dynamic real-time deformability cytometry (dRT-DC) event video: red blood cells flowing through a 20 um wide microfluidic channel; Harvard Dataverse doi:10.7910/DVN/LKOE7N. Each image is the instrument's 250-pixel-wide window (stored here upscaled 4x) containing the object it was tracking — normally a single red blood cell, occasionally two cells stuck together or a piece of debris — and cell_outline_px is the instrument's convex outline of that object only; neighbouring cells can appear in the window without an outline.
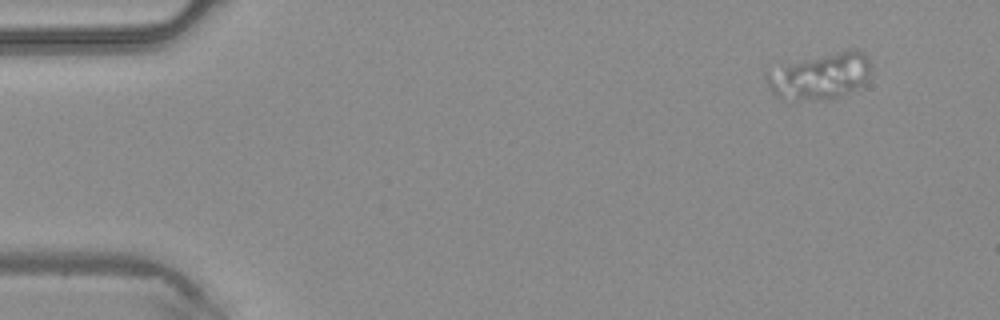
{"species": "common noctule bat (a hibernating species)", "species_latin": "Nyctalus noctula", "temperature_condition": "warm", "stored_images_in_passage": 43, "camera_frame_rate_fps": 3000, "um_per_image_px": 0.085, "animal": {"sex": "male", "body_mass_g": 20.4}, "frame": {"image": 1, "passage_image": 1, "time_ms": 0.0, "image_size_px": [1000, 320], "cell_outline_px": [[872, 68], [864, 84], [840, 96], [828, 100], [788, 104], [784, 104], [772, 92], [768, 84], [764, 72], [764, 68], [768, 64], [848, 48], [856, 48], [864, 52], [872, 64]], "centroid_in_image_um": [69.55, 6.45], "position_along_channel_um": 15.4, "area_um2": 30.98}}
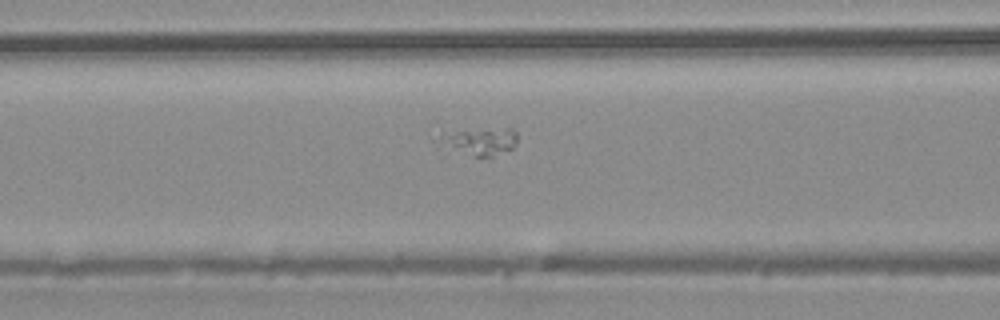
{"frame": {"image": 2, "passage_image": 16, "time_ms": 5.0, "image_size_px": [1000, 320], "cell_outline_px": [[516, 144], [512, 148], [492, 156], [444, 156], [436, 148], [432, 140], [440, 136], [460, 132], [504, 128], [512, 128], [516, 132]], "centroid_in_image_um": [40.5, 12.13], "position_along_channel_um": 126.1, "area_um2": 13.41}}
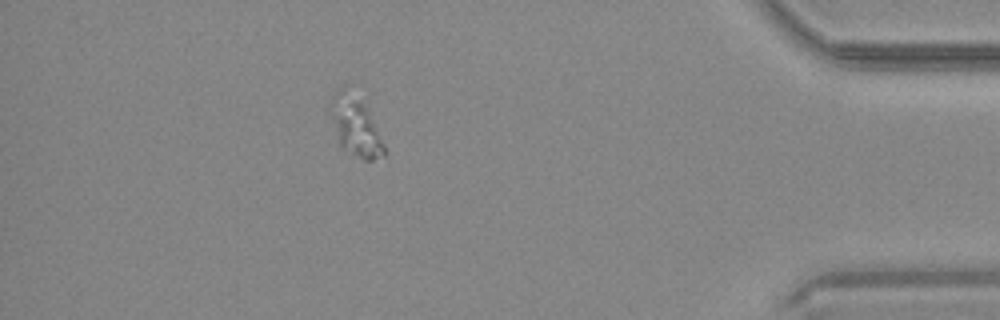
{"frame": {"image": 3, "passage_image": 38, "time_ms": 12.333, "image_size_px": [1000, 320], "cell_outline_px": [[384, 156], [372, 160], [364, 160], [344, 148], [340, 144], [332, 116], [332, 96], [336, 88], [340, 84], [344, 84], [364, 104], [384, 144]], "centroid_in_image_um": [30.21, 10.67], "position_along_channel_um": 405.0, "area_um2": 17.86}}